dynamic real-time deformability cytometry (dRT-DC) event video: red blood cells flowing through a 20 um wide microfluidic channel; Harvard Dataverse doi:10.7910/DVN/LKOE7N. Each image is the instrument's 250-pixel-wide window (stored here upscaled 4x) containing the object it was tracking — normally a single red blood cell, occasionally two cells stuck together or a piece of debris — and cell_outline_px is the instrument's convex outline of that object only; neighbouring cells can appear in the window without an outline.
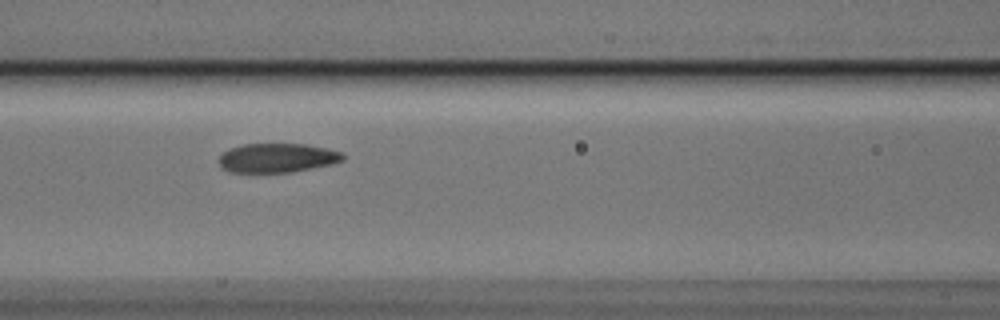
{"species": "Egyptian fruit bat (a non-hibernating species)", "species_latin": "Rousettus aegyptiacus", "temperature_condition": "cold", "stored_images_in_passage": 11, "camera_frame_rate_fps": 3000, "um_per_image_px": 0.085, "animal": {"sex": "male"}, "frame": {"image": 1, "passage_image": 7, "time_ms": 2.0, "image_size_px": [1000, 320], "cell_outline_px": [[344, 160], [332, 164], [292, 172], [228, 172], [220, 168], [216, 160], [228, 148], [240, 144], [308, 144], [328, 148], [340, 152], [344, 156]], "centroid_in_image_um": [23.51, 13.42], "position_along_channel_um": 143.1, "area_um2": 21.39}}
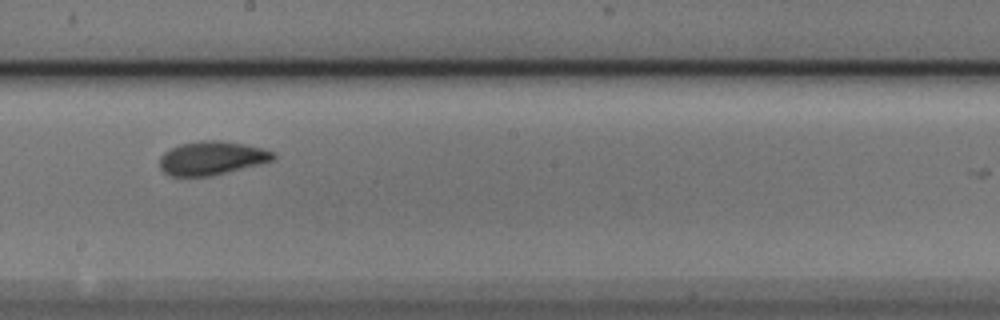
{"frame": {"image": 2, "passage_image": 9, "time_ms": 2.667, "image_size_px": [1000, 320], "cell_outline_px": [[276, 156], [272, 160], [260, 164], [212, 176], [168, 176], [160, 168], [160, 156], [164, 152], [180, 144], [200, 140], [220, 140], [244, 144], [264, 148], [276, 152]], "centroid_in_image_um": [18.01, 13.43], "position_along_channel_um": 230.2, "area_um2": 22.43}}
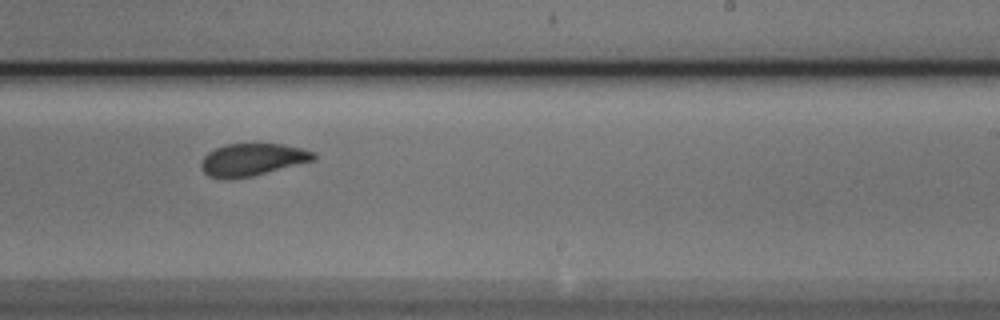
{"frame": {"image": 3, "passage_image": 10, "time_ms": 3.0, "image_size_px": [1000, 320], "cell_outline_px": [[316, 156], [312, 160], [252, 176], [208, 176], [200, 168], [200, 164], [204, 156], [208, 152], [216, 148], [228, 144], [280, 144], [300, 148], [312, 152]], "centroid_in_image_um": [21.42, 13.53], "position_along_channel_um": 267.6, "area_um2": 20.23}}